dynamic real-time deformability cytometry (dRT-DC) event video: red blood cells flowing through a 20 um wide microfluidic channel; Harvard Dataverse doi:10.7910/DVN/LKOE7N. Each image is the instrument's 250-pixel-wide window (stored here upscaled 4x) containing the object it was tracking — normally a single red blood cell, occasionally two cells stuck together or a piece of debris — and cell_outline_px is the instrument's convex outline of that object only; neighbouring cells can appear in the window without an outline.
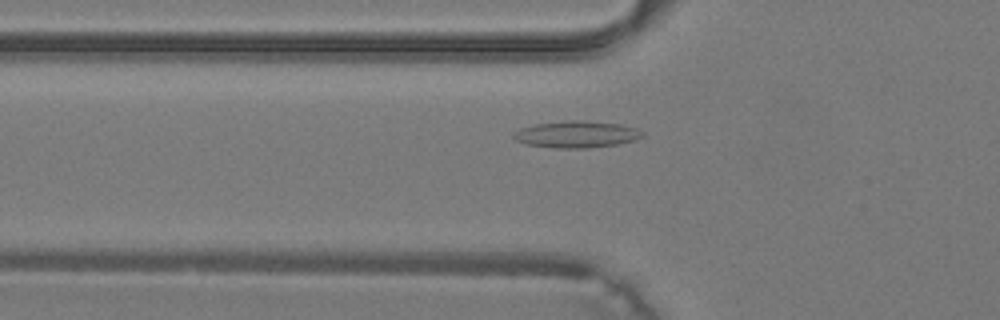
{"species": "common noctule bat (a hibernating species)", "species_latin": "Nyctalus noctula", "temperature_condition": "warm", "stored_images_in_passage": 35, "camera_frame_rate_fps": 3000, "um_per_image_px": 0.085, "animal": {"sex": "male", "body_mass_g": 19.2, "forearm_length_mm": 51.8}, "frame": {"image": 1, "passage_image": 9, "time_ms": 2.667, "image_size_px": [1000, 320], "cell_outline_px": [[644, 136], [636, 140], [616, 144], [588, 148], [556, 148], [524, 144], [516, 140], [512, 136], [520, 128], [536, 124], [564, 120], [580, 120], [620, 124], [636, 128], [644, 132]], "centroid_in_image_um": [49.01, 11.42], "position_along_channel_um": 76.8, "area_um2": 20.11}}
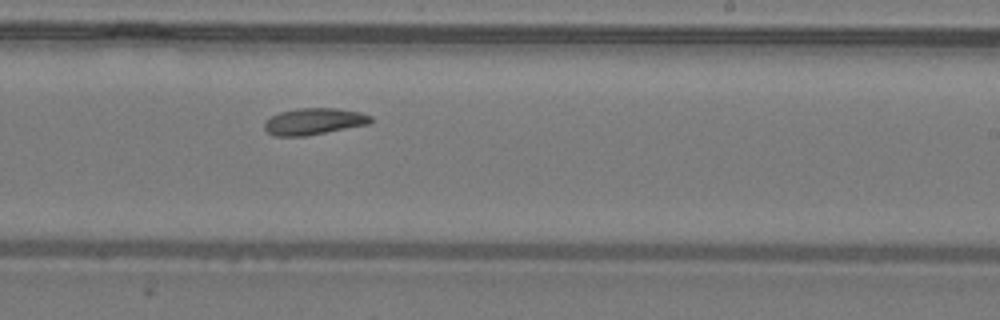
{"frame": {"image": 2, "passage_image": 20, "time_ms": 6.333, "image_size_px": [1000, 320], "cell_outline_px": [[372, 124], [304, 136], [276, 136], [268, 132], [264, 128], [264, 120], [280, 112], [296, 108], [340, 108], [360, 112], [372, 116]], "centroid_in_image_um": [26.71, 10.31], "position_along_channel_um": 262.3, "area_um2": 16.65}}
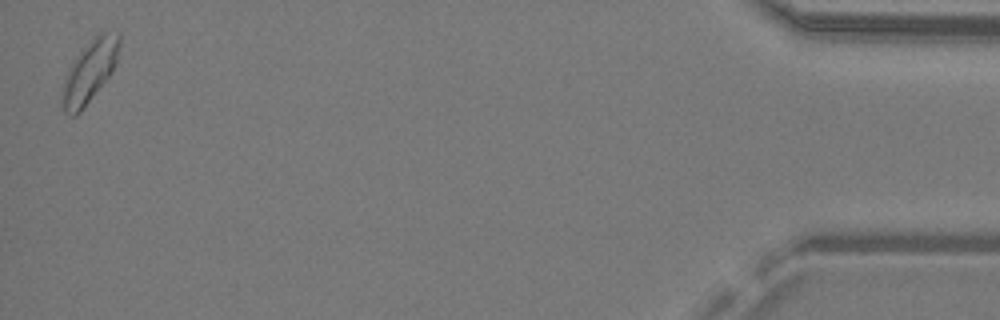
{"frame": {"image": 3, "passage_image": 35, "time_ms": 11.333, "image_size_px": [1000, 320], "cell_outline_px": [[120, 44], [116, 60], [112, 72], [84, 108], [76, 116], [72, 116], [64, 112], [60, 96], [64, 80], [68, 68], [72, 60], [96, 36], [104, 32], [120, 32]], "centroid_in_image_um": [7.59, 6.11], "position_along_channel_um": 427.6, "area_um2": 20.52}}